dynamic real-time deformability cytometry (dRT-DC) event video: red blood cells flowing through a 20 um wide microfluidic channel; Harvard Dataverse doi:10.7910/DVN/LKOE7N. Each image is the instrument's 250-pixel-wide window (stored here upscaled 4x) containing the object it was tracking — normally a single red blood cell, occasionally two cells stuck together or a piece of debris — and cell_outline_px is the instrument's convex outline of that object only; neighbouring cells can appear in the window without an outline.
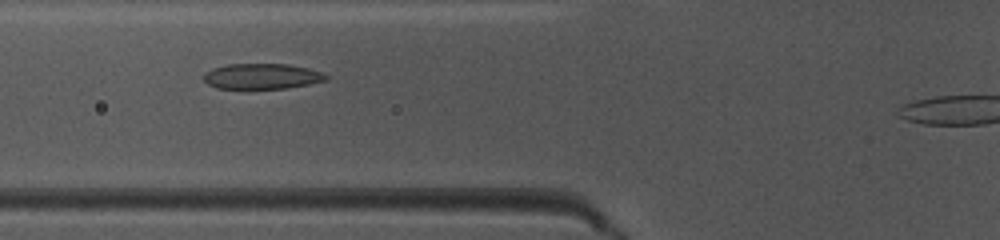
{"species": "common noctule bat (a hibernating species)", "species_latin": "Nyctalus noctula", "temperature_condition": "warm", "stored_images_in_passage": 39, "camera_frame_rate_fps": 3000, "um_per_image_px": 0.085, "animal": {"sex": "female", "body_mass_g": 10.0, "forearm_length_mm": 53.1}, "frame": {"image": 1, "passage_image": 14, "time_ms": 4.333, "image_size_px": [1000, 240], "cell_outline_px": [[328, 80], [288, 88], [216, 88], [208, 84], [204, 80], [204, 76], [212, 68], [228, 64], [288, 64], [308, 68], [320, 72], [328, 76]], "centroid_in_image_um": [22.28, 6.48], "position_along_channel_um": 103.5, "area_um2": 17.98}}
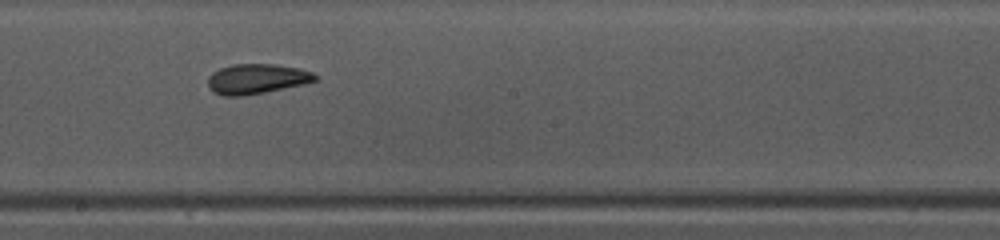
{"frame": {"image": 2, "passage_image": 23, "time_ms": 7.333, "image_size_px": [1000, 240], "cell_outline_px": [[320, 80], [304, 84], [244, 96], [224, 96], [212, 92], [208, 88], [208, 76], [212, 72], [220, 68], [232, 64], [276, 64], [300, 68], [312, 72], [320, 76]], "centroid_in_image_um": [21.84, 6.7], "position_along_channel_um": 226.4, "area_um2": 19.07}}
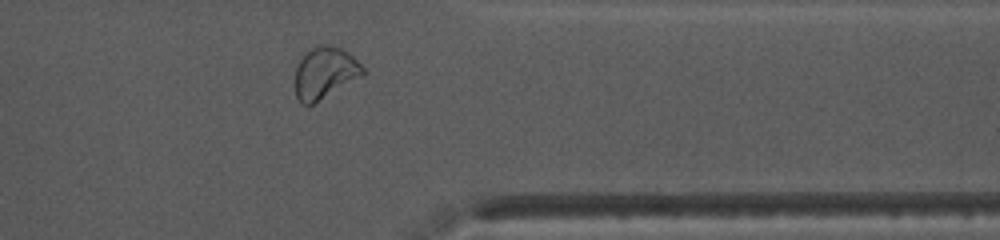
{"frame": {"image": 3, "passage_image": 35, "time_ms": 11.333, "image_size_px": [1000, 240], "cell_outline_px": [[364, 76], [312, 104], [300, 104], [296, 96], [296, 68], [300, 60], [308, 48], [316, 44], [328, 44], [340, 48], [348, 52], [364, 68]], "centroid_in_image_um": [27.62, 6.17], "position_along_channel_um": 383.8, "area_um2": 20.46}}